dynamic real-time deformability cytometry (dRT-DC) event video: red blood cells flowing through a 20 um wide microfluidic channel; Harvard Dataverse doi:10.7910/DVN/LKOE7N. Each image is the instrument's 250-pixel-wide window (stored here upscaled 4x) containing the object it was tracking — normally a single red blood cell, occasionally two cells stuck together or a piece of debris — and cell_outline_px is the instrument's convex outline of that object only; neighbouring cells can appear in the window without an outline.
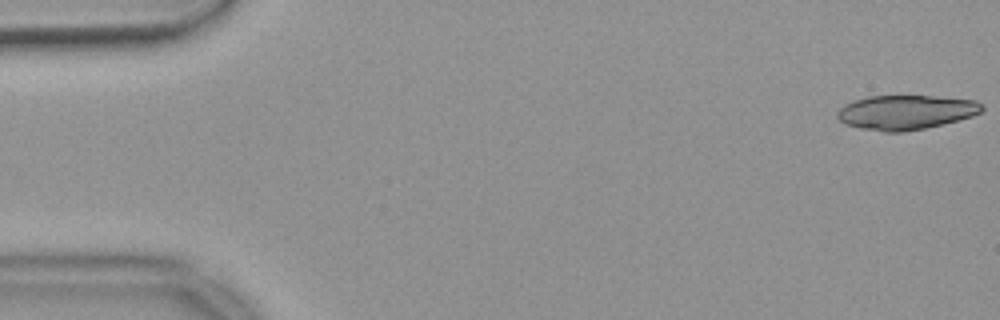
{"species": "common noctule bat (a hibernating species)", "species_latin": "Nyctalus noctula", "temperature_condition": "warm", "stored_images_in_passage": 54, "camera_frame_rate_fps": 3000, "um_per_image_px": 0.085, "animal": {"sex": "female", "body_mass_g": 18.4}, "frame": {"image": 1, "passage_image": 1, "time_ms": 0.0, "image_size_px": [1000, 320], "cell_outline_px": [[984, 108], [980, 112], [972, 116], [924, 128], [904, 132], [884, 132], [860, 128], [844, 124], [836, 116], [836, 112], [844, 104], [852, 100], [868, 96], [932, 96], [976, 100], [984, 104]], "centroid_in_image_um": [76.95, 9.54], "position_along_channel_um": 8.0, "area_um2": 29.07}}
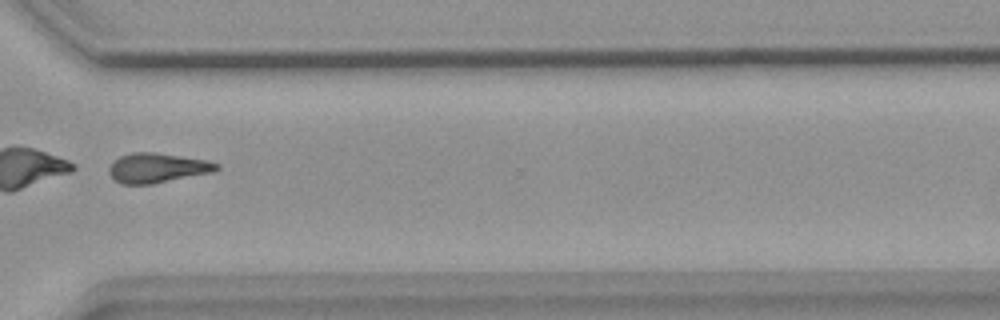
{"frame": {"image": 2, "passage_image": 41, "time_ms": 13.333, "image_size_px": [1000, 320], "cell_outline_px": [[220, 168], [212, 172], [152, 184], [120, 184], [108, 172], [108, 168], [112, 160], [120, 156], [132, 152], [152, 152], [208, 160], [220, 164]], "centroid_in_image_um": [13.35, 14.27], "position_along_channel_um": 357.3, "area_um2": 18.61}}